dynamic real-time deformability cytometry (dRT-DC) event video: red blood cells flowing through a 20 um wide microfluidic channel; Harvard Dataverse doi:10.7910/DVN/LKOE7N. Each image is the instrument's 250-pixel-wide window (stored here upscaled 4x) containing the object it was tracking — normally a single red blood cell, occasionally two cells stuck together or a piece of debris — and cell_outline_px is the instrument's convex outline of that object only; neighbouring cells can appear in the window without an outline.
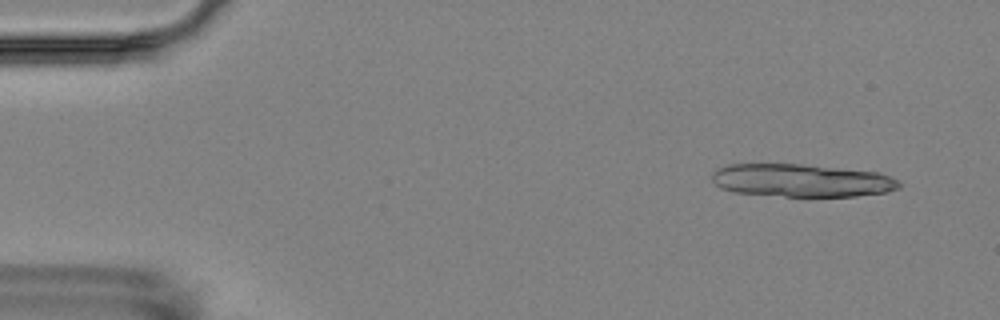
{"species": "Egyptian fruit bat (a non-hibernating species)", "species_latin": "Rousettus aegyptiacus", "temperature_condition": "room temperature", "stored_images_in_passage": 7, "camera_frame_rate_fps": 3000, "um_per_image_px": 0.085, "animal": {"sex": "female"}, "frame": {"image": 1, "passage_image": 1, "time_ms": 0.0, "image_size_px": [1000, 320], "cell_outline_px": [[900, 188], [884, 192], [856, 196], [784, 196], [732, 192], [720, 188], [712, 180], [712, 172], [716, 168], [728, 164], [800, 164], [876, 172], [900, 180]], "centroid_in_image_um": [68.08, 15.34], "position_along_channel_um": 16.9, "area_um2": 35.78}}
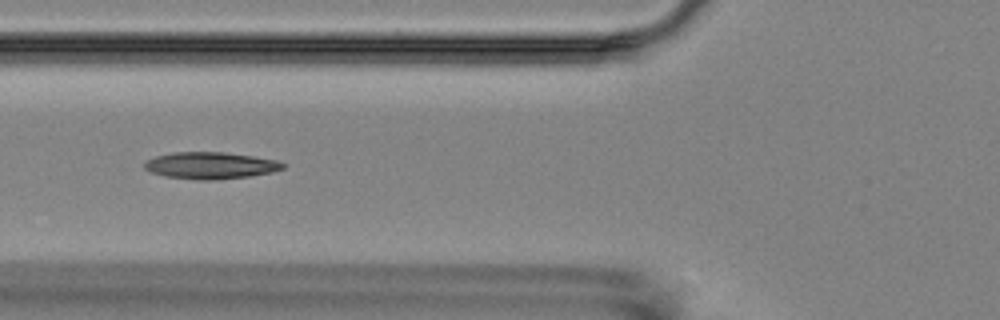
{"frame": {"image": 2, "passage_image": 6, "time_ms": 5.667, "image_size_px": [1000, 320], "cell_outline_px": [[284, 168], [272, 172], [248, 176], [216, 180], [196, 180], [164, 176], [152, 172], [144, 168], [144, 164], [148, 160], [156, 156], [172, 152], [224, 152], [252, 156], [276, 160], [284, 164]], "centroid_in_image_um": [17.87, 14.07], "position_along_channel_um": 107.9, "area_um2": 21.5}}
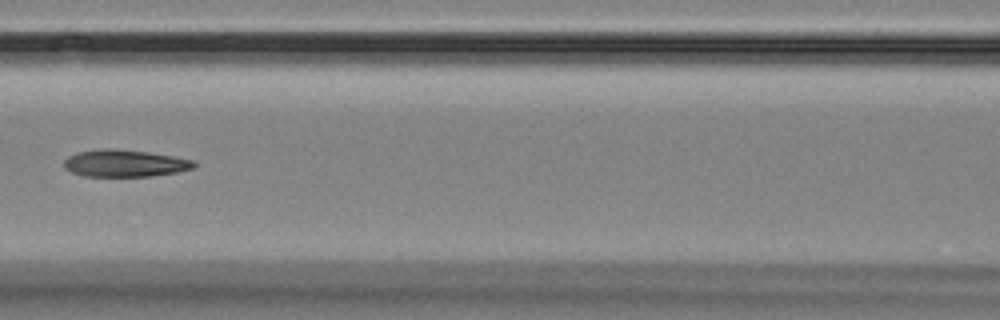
{"frame": {"image": 3, "passage_image": 7, "time_ms": 7.0, "image_size_px": [1000, 320], "cell_outline_px": [[196, 164], [192, 168], [176, 172], [152, 176], [84, 176], [72, 172], [64, 168], [64, 160], [68, 156], [76, 152], [104, 148], [112, 148], [148, 152], [172, 156], [192, 160]], "centroid_in_image_um": [10.55, 13.87], "position_along_channel_um": 156.0, "area_um2": 20.4}}